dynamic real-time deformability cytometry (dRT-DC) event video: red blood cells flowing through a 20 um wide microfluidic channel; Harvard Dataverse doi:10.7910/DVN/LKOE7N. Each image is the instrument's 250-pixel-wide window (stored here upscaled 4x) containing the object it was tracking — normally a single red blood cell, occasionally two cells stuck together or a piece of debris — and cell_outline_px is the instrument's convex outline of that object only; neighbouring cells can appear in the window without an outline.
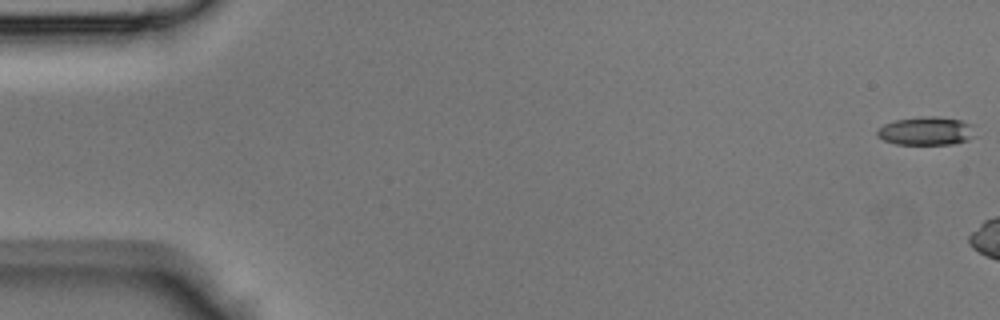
{"species": "Egyptian fruit bat (a non-hibernating species)", "species_latin": "Rousettus aegyptiacus", "temperature_condition": "room temperature", "stored_images_in_passage": 6, "camera_frame_rate_fps": 3000, "um_per_image_px": 0.085, "animal": {"sex": "male"}, "frame": {"image": 1, "passage_image": 1, "time_ms": 0.0, "image_size_px": [1000, 320], "cell_outline_px": [[976, 136], [968, 140], [952, 144], [896, 144], [884, 140], [876, 136], [876, 132], [884, 124], [896, 120], [920, 116], [936, 116], [960, 120], [976, 124]], "centroid_in_image_um": [78.8, 11.13], "position_along_channel_um": 6.2, "area_um2": 16.53}}